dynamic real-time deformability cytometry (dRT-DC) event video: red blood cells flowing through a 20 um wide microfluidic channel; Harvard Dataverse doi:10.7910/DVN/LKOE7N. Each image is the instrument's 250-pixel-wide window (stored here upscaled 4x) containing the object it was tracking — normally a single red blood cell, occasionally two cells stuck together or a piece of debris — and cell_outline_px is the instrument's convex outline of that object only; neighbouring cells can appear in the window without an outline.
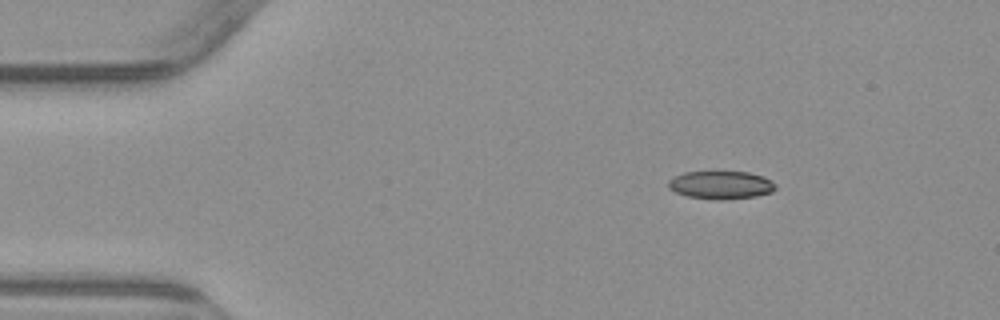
{"species": "common noctule bat (a hibernating species)", "species_latin": "Nyctalus noctula", "temperature_condition": "warm", "stored_images_in_passage": 3, "camera_frame_rate_fps": 3000, "um_per_image_px": 0.085, "animal": {"sex": "male", "body_mass_g": 23.1, "forearm_length_mm": 52.7}, "frame": {"image": 1, "passage_image": 1, "time_ms": 0.0, "image_size_px": [1000, 320], "cell_outline_px": [[776, 188], [772, 192], [756, 196], [720, 200], [716, 200], [688, 196], [676, 192], [668, 188], [668, 180], [684, 172], [748, 172], [764, 176], [776, 184]], "centroid_in_image_um": [61.29, 15.72], "position_along_channel_um": 23.7, "area_um2": 17.46}}